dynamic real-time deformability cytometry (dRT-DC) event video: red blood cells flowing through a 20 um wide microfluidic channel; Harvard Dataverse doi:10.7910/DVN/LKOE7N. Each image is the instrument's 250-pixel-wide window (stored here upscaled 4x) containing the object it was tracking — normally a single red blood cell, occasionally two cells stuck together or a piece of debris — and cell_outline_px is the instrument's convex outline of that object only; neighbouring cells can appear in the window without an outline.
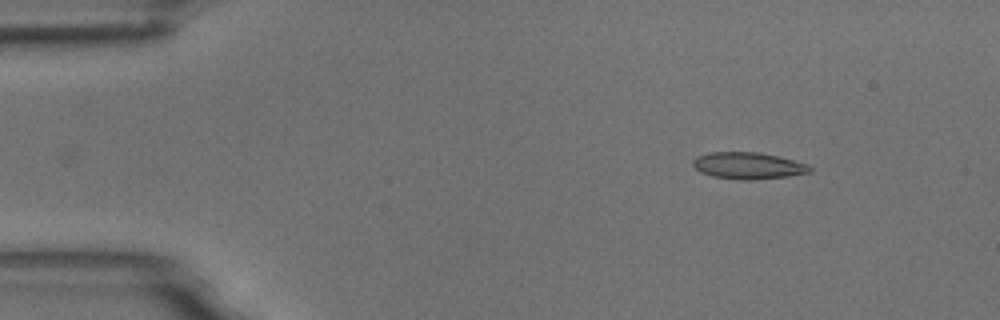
{"species": "common noctule bat (a hibernating species)", "species_latin": "Nyctalus noctula", "temperature_condition": "room temperature", "stored_images_in_passage": 41, "camera_frame_rate_fps": 3000, "um_per_image_px": 0.085, "animal": {"sex": "male", "body_mass_g": 18.8}, "frame": {"image": 1, "passage_image": 1, "time_ms": 0.0, "image_size_px": [1000, 320], "cell_outline_px": [[812, 172], [788, 176], [752, 180], [740, 180], [712, 176], [700, 172], [692, 164], [692, 160], [696, 156], [708, 152], [760, 152], [808, 164], [812, 168]], "centroid_in_image_um": [63.57, 14.08], "position_along_channel_um": 21.4, "area_um2": 18.26}}
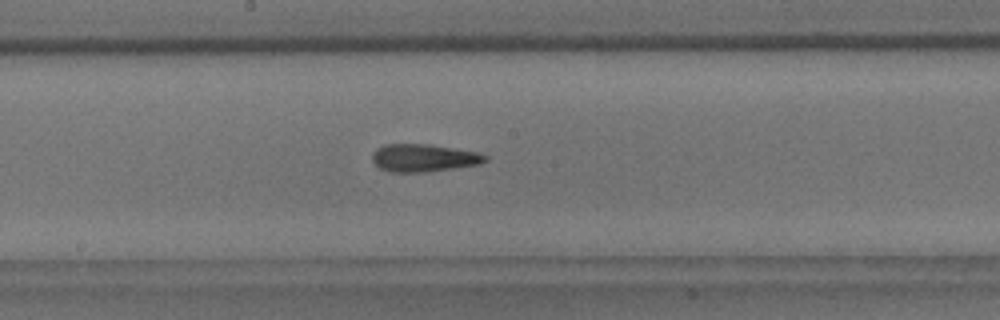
{"frame": {"image": 2, "passage_image": 23, "time_ms": 7.333, "image_size_px": [1000, 320], "cell_outline_px": [[488, 160], [480, 164], [424, 172], [388, 172], [380, 168], [372, 160], [372, 152], [376, 148], [384, 144], [428, 144], [476, 152], [488, 156]], "centroid_in_image_um": [35.98, 13.42], "position_along_channel_um": 212.2, "area_um2": 18.15}}
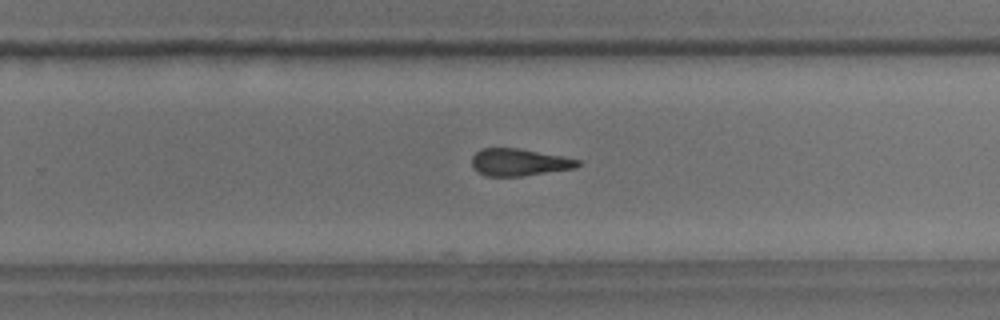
{"frame": {"image": 3, "passage_image": 29, "time_ms": 9.333, "image_size_px": [1000, 320], "cell_outline_px": [[580, 164], [576, 168], [524, 176], [484, 176], [472, 164], [472, 156], [480, 148], [516, 148], [560, 156], [580, 160]], "centroid_in_image_um": [44.12, 13.8], "position_along_channel_um": 285.7, "area_um2": 16.59}, "authors_computed_cell_mechanics": {"area_um2": 17.8024, "velocity_mm_per_s": 3.6888, "shape_relaxation_time_tau1_ms": null, "shape_relaxation_time_tau2_ms": 5.7257, "deformation_change_tau1": null, "deformation_change_tau2": 0.1662}}